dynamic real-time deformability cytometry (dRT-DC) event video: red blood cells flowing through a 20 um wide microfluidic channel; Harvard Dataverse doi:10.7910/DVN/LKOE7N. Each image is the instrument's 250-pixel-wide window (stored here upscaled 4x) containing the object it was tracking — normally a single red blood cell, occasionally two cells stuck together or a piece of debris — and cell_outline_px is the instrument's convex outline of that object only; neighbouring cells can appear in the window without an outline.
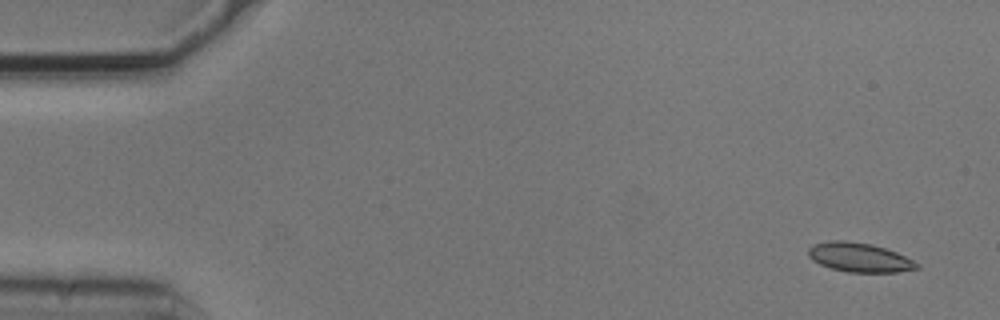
{"species": "common noctule bat (a hibernating species)", "species_latin": "Nyctalus noctula", "temperature_condition": "cold", "stored_images_in_passage": 3, "camera_frame_rate_fps": 3000, "um_per_image_px": 0.085, "animal": {"sex": "male", "body_mass_g": 20.5, "forearm_length_mm": 52.5}, "frame": {"image": 1, "passage_image": 1, "time_ms": 0.0, "image_size_px": [1000, 320], "cell_outline_px": [[920, 268], [896, 272], [848, 272], [832, 268], [820, 264], [812, 260], [808, 256], [808, 248], [812, 244], [832, 240], [844, 240], [872, 244], [896, 252], [920, 264]], "centroid_in_image_um": [73.03, 21.87], "position_along_channel_um": 12.0, "area_um2": 18.44}}